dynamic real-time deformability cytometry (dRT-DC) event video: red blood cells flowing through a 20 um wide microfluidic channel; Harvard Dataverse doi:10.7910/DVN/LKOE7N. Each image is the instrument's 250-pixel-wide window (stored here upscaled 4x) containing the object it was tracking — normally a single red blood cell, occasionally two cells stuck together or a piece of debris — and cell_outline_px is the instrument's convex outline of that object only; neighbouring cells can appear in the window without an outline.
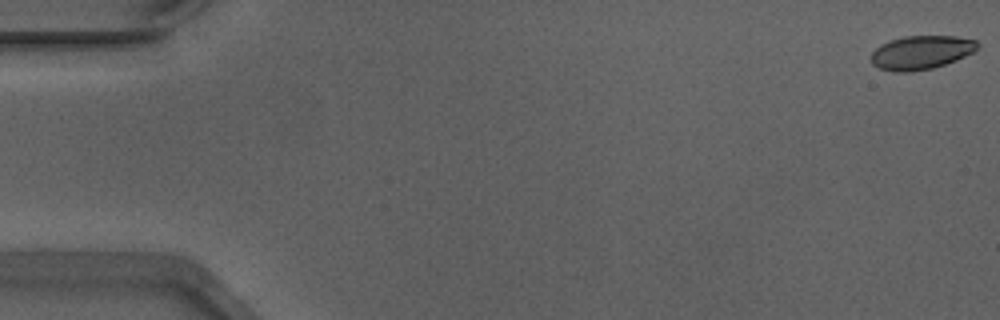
{"species": "Egyptian fruit bat (a non-hibernating species)", "species_latin": "Rousettus aegyptiacus", "temperature_condition": "warm", "stored_images_in_passage": 54, "camera_frame_rate_fps": 3000, "um_per_image_px": 0.085, "animal": {"sex": "male"}, "frame": {"image": 1, "passage_image": 1, "time_ms": 0.0, "image_size_px": [1000, 320], "cell_outline_px": [[980, 48], [956, 60], [932, 68], [908, 72], [892, 72], [880, 68], [872, 64], [872, 52], [880, 44], [904, 36], [956, 36], [976, 40], [980, 44]], "centroid_in_image_um": [78.31, 4.45], "position_along_channel_um": 6.7, "area_um2": 20.87}}
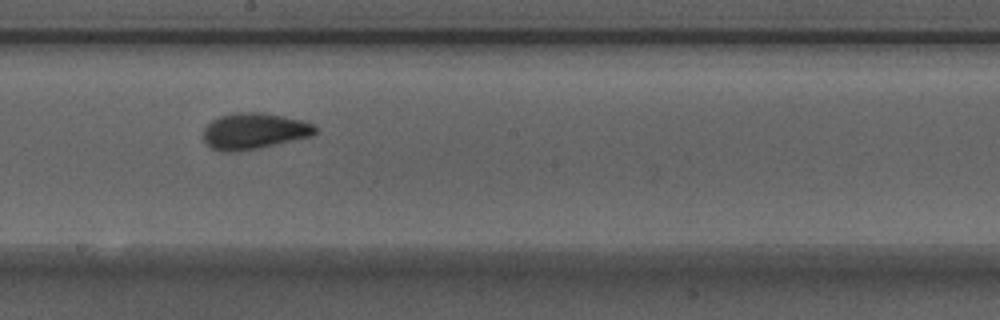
{"frame": {"image": 2, "passage_image": 30, "time_ms": 9.667, "image_size_px": [1000, 320], "cell_outline_px": [[316, 132], [312, 136], [256, 148], [236, 152], [220, 152], [212, 148], [204, 140], [204, 128], [212, 120], [220, 116], [232, 112], [264, 112], [304, 120], [312, 124], [316, 128]], "centroid_in_image_um": [21.59, 11.13], "position_along_channel_um": 226.6, "area_um2": 23.58}}
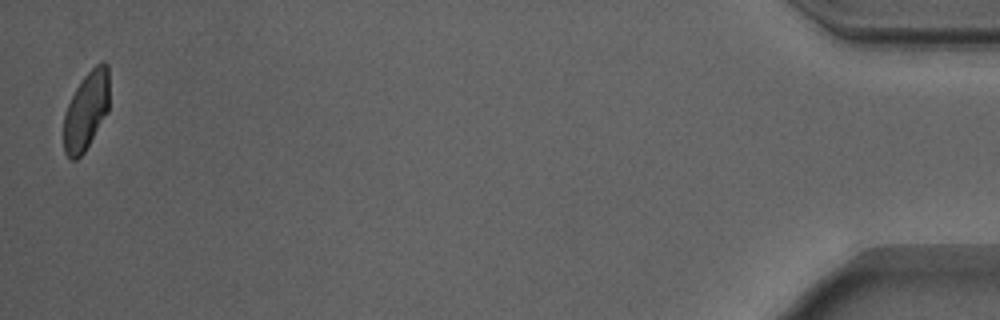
{"frame": {"image": 3, "passage_image": 53, "time_ms": 17.333, "image_size_px": [1000, 320], "cell_outline_px": [[108, 112], [84, 152], [76, 160], [72, 160], [64, 152], [64, 112], [76, 88], [84, 76], [96, 64], [104, 60], [108, 64]], "centroid_in_image_um": [7.33, 9.4], "position_along_channel_um": 427.9, "area_um2": 20.69}, "authors_computed_cell_mechanics": {"area_um2": 22.2241, "velocity_mm_per_s": 3.8805, "shape_relaxation_time_tau1_ms": 4.6411, "shape_relaxation_time_tau2_ms": 1.3087, "deformation_change_tau1": 0.1464, "deformation_change_tau2": 0.052}}